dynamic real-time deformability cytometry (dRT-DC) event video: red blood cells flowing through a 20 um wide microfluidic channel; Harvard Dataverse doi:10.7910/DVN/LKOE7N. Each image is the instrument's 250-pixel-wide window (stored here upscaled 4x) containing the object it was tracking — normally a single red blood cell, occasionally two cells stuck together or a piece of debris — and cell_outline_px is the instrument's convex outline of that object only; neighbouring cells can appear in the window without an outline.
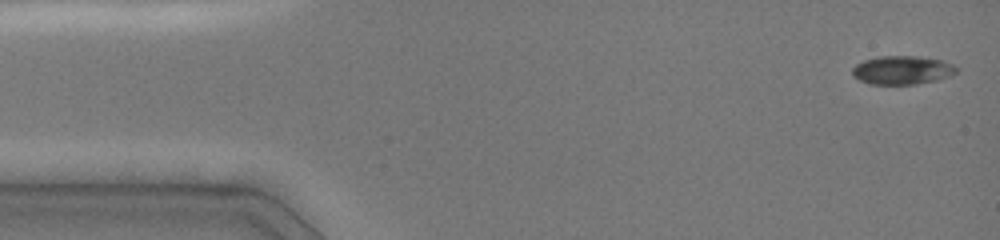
{"species": "common noctule bat (a hibernating species)", "species_latin": "Nyctalus noctula", "temperature_condition": "cold", "stored_images_in_passage": 52, "camera_frame_rate_fps": 3000, "um_per_image_px": 0.085, "animal": {"sex": "female", "body_mass_g": 19.0, "forearm_length_mm": 51.5}, "frame": {"image": 1, "passage_image": 1, "time_ms": 0.0, "image_size_px": [1000, 240], "cell_outline_px": [[956, 72], [948, 76], [936, 80], [916, 84], [868, 84], [852, 76], [852, 68], [856, 64], [864, 60], [876, 56], [916, 56], [940, 60], [952, 64], [956, 68]], "centroid_in_image_um": [76.62, 5.96], "position_along_channel_um": 8.4, "area_um2": 17.22}}
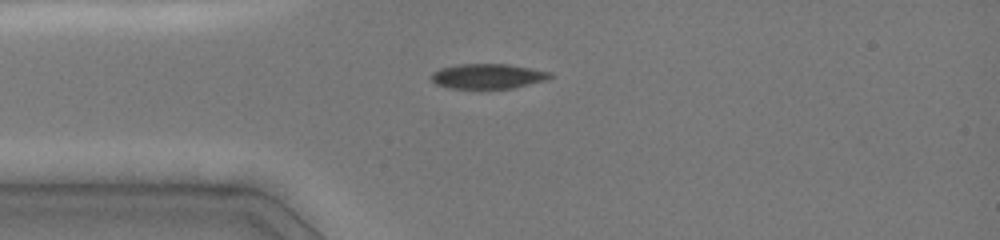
{"frame": {"image": 2, "passage_image": 22, "time_ms": 3.333, "image_size_px": [1000, 240], "cell_outline_px": [[552, 76], [544, 80], [512, 88], [452, 88], [436, 84], [432, 80], [432, 72], [440, 68], [456, 64], [508, 64], [532, 68], [552, 72]], "centroid_in_image_um": [41.45, 6.46], "position_along_channel_um": 43.5, "area_um2": 17.11}}
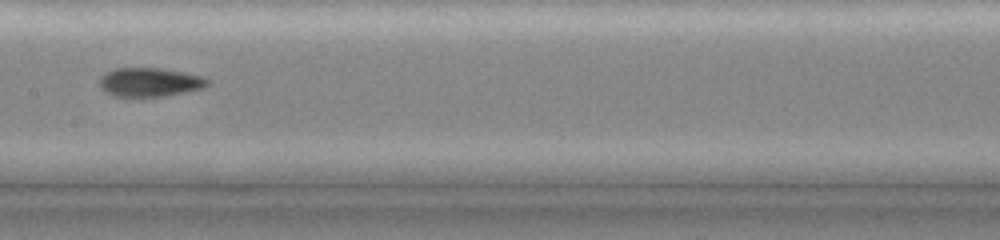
{"frame": {"image": 3, "passage_image": 51, "time_ms": 7.333, "image_size_px": [1000, 240], "cell_outline_px": [[208, 84], [204, 88], [164, 96], [116, 96], [100, 88], [100, 80], [108, 72], [116, 68], [160, 68], [204, 76], [208, 80]], "centroid_in_image_um": [12.77, 6.98], "position_along_channel_um": 194.6, "area_um2": 17.8}}